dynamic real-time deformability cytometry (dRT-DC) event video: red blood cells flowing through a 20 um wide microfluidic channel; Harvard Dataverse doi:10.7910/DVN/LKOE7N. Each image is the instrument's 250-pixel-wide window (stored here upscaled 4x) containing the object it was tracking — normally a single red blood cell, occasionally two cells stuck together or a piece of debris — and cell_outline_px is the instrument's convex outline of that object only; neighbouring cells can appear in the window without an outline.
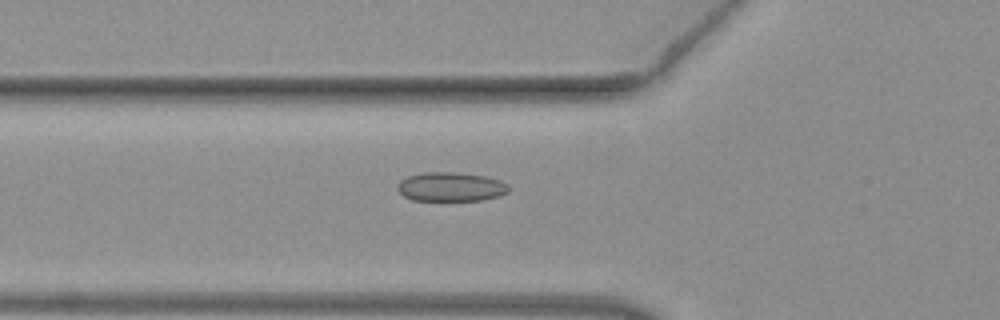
{"species": "common noctule bat (a hibernating species)", "species_latin": "Nyctalus noctula", "temperature_condition": "warm", "stored_images_in_passage": 49, "camera_frame_rate_fps": 3000, "um_per_image_px": 0.085, "animal": {"sex": "female", "body_mass_g": 19.3, "forearm_length_mm": 54.1}, "frame": {"image": 1, "passage_image": 19, "time_ms": 6.0, "image_size_px": [1000, 320], "cell_outline_px": [[508, 192], [500, 196], [480, 200], [412, 200], [404, 196], [396, 188], [396, 184], [400, 180], [408, 176], [424, 172], [452, 172], [488, 176], [500, 180], [508, 184]], "centroid_in_image_um": [38.31, 15.87], "position_along_channel_um": 87.5, "area_um2": 18.96}}
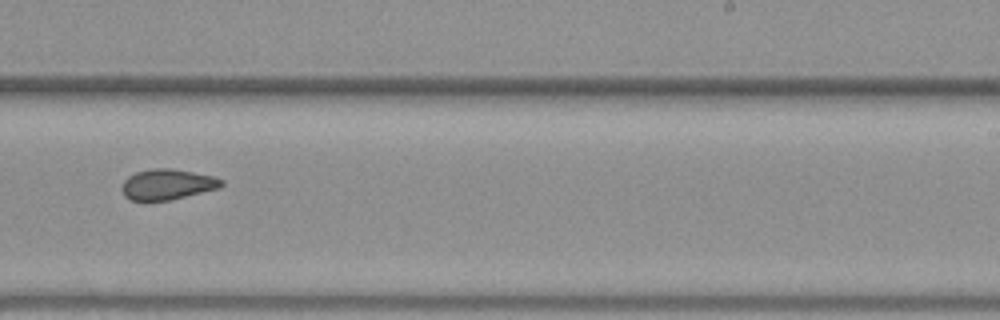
{"frame": {"image": 2, "passage_image": 33, "time_ms": 10.667, "image_size_px": [1000, 320], "cell_outline_px": [[224, 184], [220, 188], [168, 200], [128, 200], [124, 196], [124, 180], [128, 176], [136, 172], [152, 168], [172, 168], [212, 176], [224, 180]], "centroid_in_image_um": [14.25, 15.66], "position_along_channel_um": 274.8, "area_um2": 17.51}}
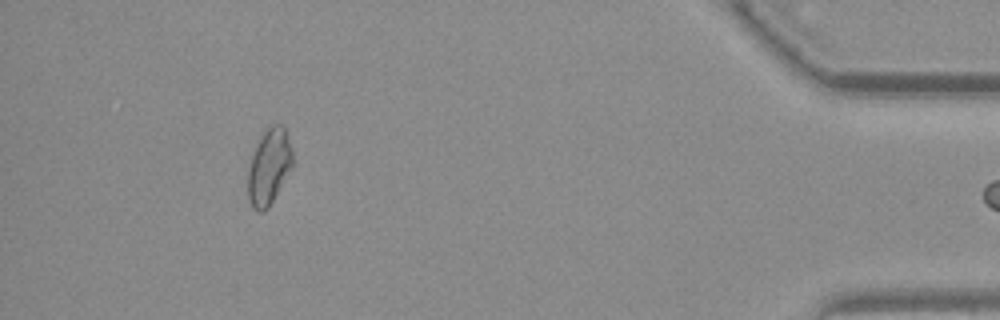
{"frame": {"image": 3, "passage_image": 48, "time_ms": 15.667, "image_size_px": [1000, 320], "cell_outline_px": [[292, 168], [268, 208], [264, 212], [260, 212], [252, 208], [248, 196], [248, 168], [256, 140], [272, 124], [280, 124], [284, 128], [288, 136], [292, 152]], "centroid_in_image_um": [22.85, 14.17], "position_along_channel_um": 412.4, "area_um2": 19.83}}